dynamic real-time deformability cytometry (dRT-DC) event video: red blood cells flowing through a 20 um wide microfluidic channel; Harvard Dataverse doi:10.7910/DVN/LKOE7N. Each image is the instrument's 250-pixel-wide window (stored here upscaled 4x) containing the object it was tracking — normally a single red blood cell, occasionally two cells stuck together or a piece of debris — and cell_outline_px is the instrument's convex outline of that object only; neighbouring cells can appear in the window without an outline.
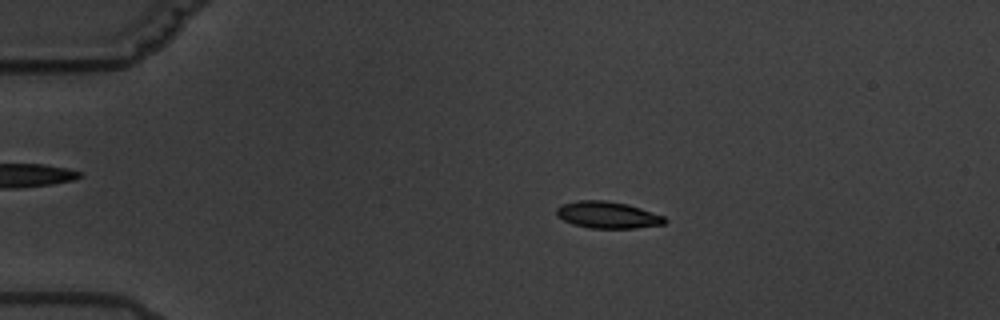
{"species": "common noctule bat (a hibernating species)", "species_latin": "Nyctalus noctula", "temperature_condition": "warm", "stored_images_in_passage": 7, "camera_frame_rate_fps": 3000, "um_per_image_px": 0.085, "animal": {"sex": "male", "body_mass_g": 19.5, "forearm_length_mm": 54.6}, "frame": {"image": 1, "passage_image": 3, "time_ms": 3.0, "image_size_px": [1000, 320], "cell_outline_px": [[668, 220], [664, 224], [636, 228], [588, 228], [572, 224], [556, 216], [556, 208], [560, 204], [576, 200], [604, 200], [628, 204], [664, 216]], "centroid_in_image_um": [51.61, 18.26], "position_along_channel_um": 33.4, "area_um2": 17.05}}